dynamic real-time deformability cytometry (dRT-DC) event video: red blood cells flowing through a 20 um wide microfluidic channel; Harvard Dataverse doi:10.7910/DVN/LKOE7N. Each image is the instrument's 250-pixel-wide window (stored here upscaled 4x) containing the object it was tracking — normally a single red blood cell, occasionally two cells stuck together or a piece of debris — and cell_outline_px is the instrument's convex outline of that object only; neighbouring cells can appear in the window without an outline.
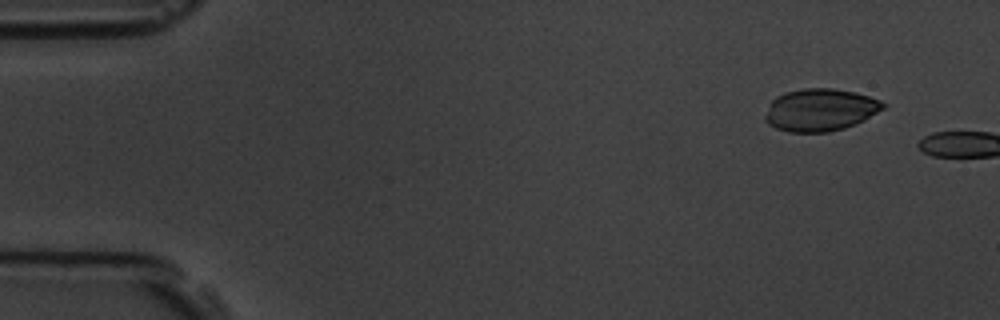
{"species": "common noctule bat (a hibernating species)", "species_latin": "Nyctalus noctula", "temperature_condition": "room temperature", "stored_images_in_passage": 2, "camera_frame_rate_fps": 3000, "um_per_image_px": 0.085, "animal": {"sex": "male", "body_mass_g": 19.5, "forearm_length_mm": 54.6}, "frame": {"image": 1, "passage_image": 1, "time_ms": 0.0, "image_size_px": [1000, 320], "cell_outline_px": [[888, 104], [884, 108], [864, 120], [844, 128], [828, 132], [788, 132], [776, 128], [768, 124], [764, 120], [764, 116], [772, 100], [776, 96], [784, 92], [804, 88], [832, 88], [852, 92], [868, 96], [880, 100]], "centroid_in_image_um": [69.7, 9.34], "position_along_channel_um": 15.3, "area_um2": 29.13}}